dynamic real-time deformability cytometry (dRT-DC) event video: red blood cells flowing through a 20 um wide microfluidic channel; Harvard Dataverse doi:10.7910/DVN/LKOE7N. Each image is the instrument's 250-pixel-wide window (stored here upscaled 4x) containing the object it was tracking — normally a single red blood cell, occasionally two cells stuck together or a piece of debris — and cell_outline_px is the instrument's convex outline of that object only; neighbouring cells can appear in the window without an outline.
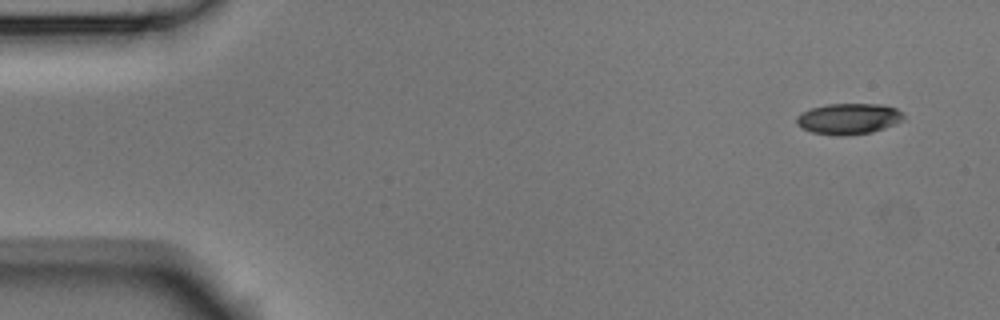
{"species": "Egyptian fruit bat (a non-hibernating species)", "species_latin": "Rousettus aegyptiacus", "temperature_condition": "room temperature", "stored_images_in_passage": 7, "camera_frame_rate_fps": 3000, "um_per_image_px": 0.085, "animal": {"sex": "male"}, "frame": {"image": 1, "passage_image": 1, "time_ms": 0.0, "image_size_px": [1000, 320], "cell_outline_px": [[904, 120], [896, 124], [872, 132], [844, 136], [840, 136], [812, 132], [800, 128], [796, 124], [796, 116], [812, 108], [828, 104], [884, 104], [896, 108], [904, 112]], "centroid_in_image_um": [72.17, 10.1], "position_along_channel_um": 12.8, "area_um2": 19.48}}
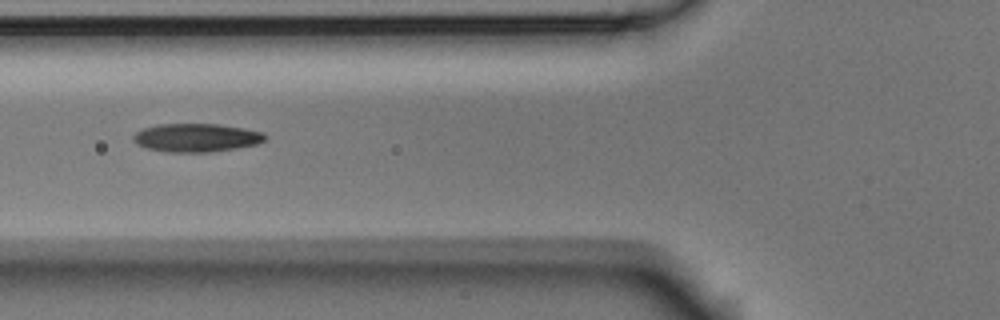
{"frame": {"image": 2, "passage_image": 5, "time_ms": 1.333, "image_size_px": [1000, 320], "cell_outline_px": [[264, 140], [256, 144], [236, 148], [208, 152], [168, 152], [148, 148], [136, 144], [132, 140], [132, 136], [136, 132], [144, 128], [156, 124], [220, 124], [244, 128], [264, 132]], "centroid_in_image_um": [16.65, 11.69], "position_along_channel_um": 109.1, "area_um2": 21.73}}
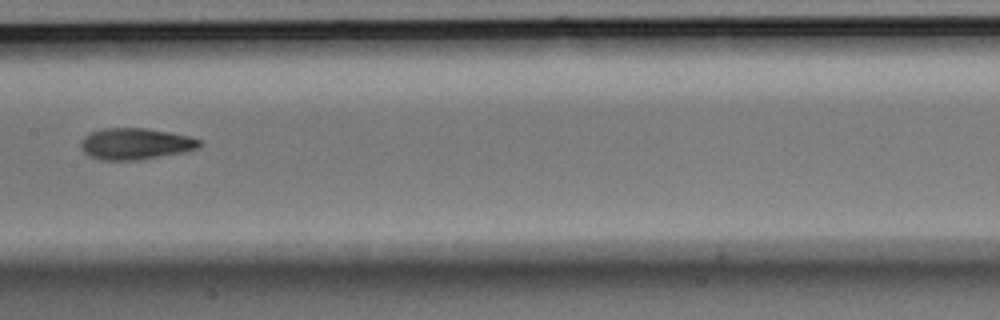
{"frame": {"image": 3, "passage_image": 7, "time_ms": 2.0, "image_size_px": [1000, 320], "cell_outline_px": [[200, 148], [184, 152], [140, 160], [100, 160], [84, 152], [80, 148], [80, 140], [84, 136], [92, 132], [104, 128], [144, 128], [168, 132], [188, 136], [200, 140]], "centroid_in_image_um": [11.5, 12.23], "position_along_channel_um": 195.9, "area_um2": 21.68}}